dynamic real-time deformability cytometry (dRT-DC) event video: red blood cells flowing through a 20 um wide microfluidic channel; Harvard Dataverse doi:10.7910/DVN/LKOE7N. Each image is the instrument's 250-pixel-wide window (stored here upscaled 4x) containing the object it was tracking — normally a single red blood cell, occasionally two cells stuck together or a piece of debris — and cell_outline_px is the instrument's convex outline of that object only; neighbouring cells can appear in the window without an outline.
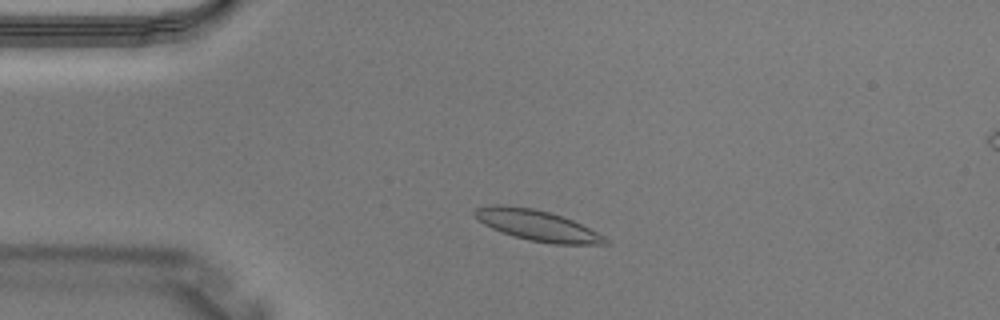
{"species": "Egyptian fruit bat (a non-hibernating species)", "species_latin": "Rousettus aegyptiacus", "temperature_condition": "warm", "stored_images_in_passage": 3, "camera_frame_rate_fps": 3000, "um_per_image_px": 0.085, "animal": {"sex": "male"}, "frame": {"image": 1, "passage_image": 2, "time_ms": 0.333, "image_size_px": [1000, 320], "cell_outline_px": [[612, 244], [552, 244], [528, 240], [492, 228], [476, 220], [472, 216], [472, 212], [476, 208], [492, 204], [500, 204], [532, 208], [548, 212], [572, 220], [604, 236]], "centroid_in_image_um": [45.61, 19.15], "position_along_channel_um": 39.4, "area_um2": 23.18}}